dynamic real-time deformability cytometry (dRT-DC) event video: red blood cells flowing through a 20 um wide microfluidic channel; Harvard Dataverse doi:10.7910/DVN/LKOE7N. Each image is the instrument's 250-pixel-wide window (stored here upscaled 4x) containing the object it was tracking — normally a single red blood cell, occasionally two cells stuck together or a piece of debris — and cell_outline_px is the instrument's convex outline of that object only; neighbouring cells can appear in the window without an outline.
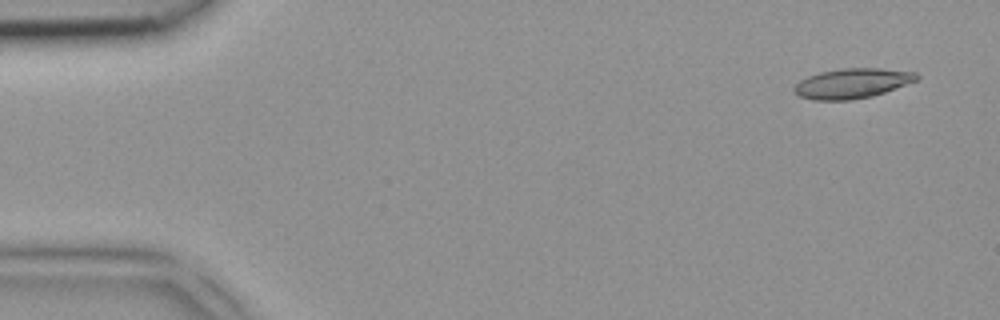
{"species": "common noctule bat (a hibernating species)", "species_latin": "Nyctalus noctula", "temperature_condition": "room temperature", "stored_images_in_passage": 3, "camera_frame_rate_fps": 3000, "um_per_image_px": 0.085, "animal": {"sex": "female", "body_mass_g": 18.4}, "frame": {"image": 1, "passage_image": 1, "time_ms": 0.0, "image_size_px": [1000, 320], "cell_outline_px": [[920, 76], [916, 80], [884, 92], [872, 96], [852, 100], [812, 100], [800, 96], [792, 88], [800, 80], [808, 76], [820, 72], [840, 68], [880, 68], [916, 72]], "centroid_in_image_um": [72.42, 7.08], "position_along_channel_um": 12.6, "area_um2": 21.27}}